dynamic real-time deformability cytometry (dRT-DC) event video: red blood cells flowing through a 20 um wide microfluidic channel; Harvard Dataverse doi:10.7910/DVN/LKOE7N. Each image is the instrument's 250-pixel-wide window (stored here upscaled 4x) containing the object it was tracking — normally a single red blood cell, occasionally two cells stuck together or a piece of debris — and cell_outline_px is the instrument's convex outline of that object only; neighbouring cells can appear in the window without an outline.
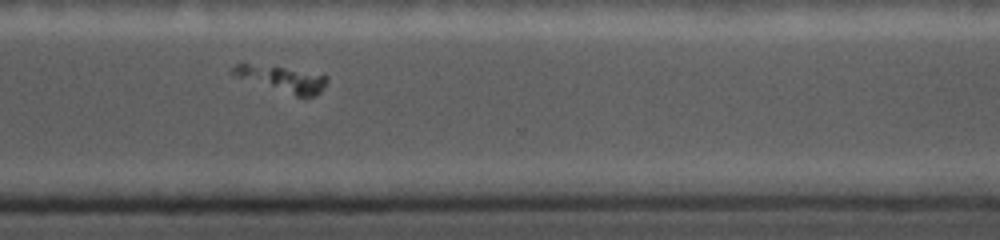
{"species": "common noctule bat (a hibernating species)", "species_latin": "Nyctalus noctula", "temperature_condition": "cold", "stored_images_in_passage": 20, "camera_frame_rate_fps": 5000, "um_per_image_px": 0.085, "animal": {"sex": "female", "body_mass_g": 19.0, "forearm_length_mm": 56.7}, "frame": {"image": 1, "passage_image": 15, "time_ms": 7.8, "image_size_px": [1000, 240], "cell_outline_px": [[328, 80], [324, 88], [320, 92], [312, 96], [296, 96], [232, 76], [228, 72], [236, 64], [244, 60], [328, 76]], "centroid_in_image_um": [23.83, 6.65], "position_along_channel_um": 346.8, "area_um2": 14.68}}
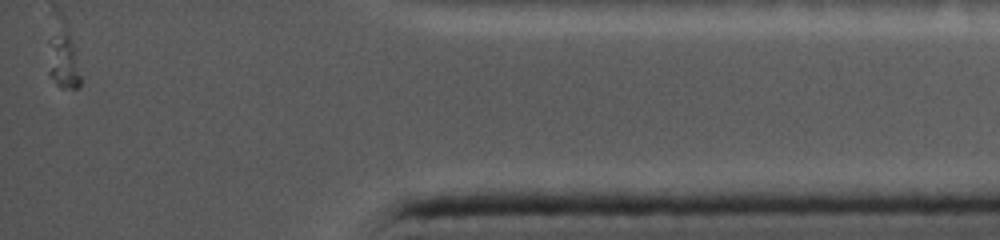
{"frame": {"image": 2, "passage_image": 20, "time_ms": 10.8, "image_size_px": [1000, 240], "cell_outline_px": [[80, 84], [76, 88], [60, 88], [56, 84], [48, 72], [48, 40], [64, 28], [72, 40], [80, 76]], "centroid_in_image_um": [5.36, 5.2], "position_along_channel_um": 429.8, "area_um2": 10.4}}